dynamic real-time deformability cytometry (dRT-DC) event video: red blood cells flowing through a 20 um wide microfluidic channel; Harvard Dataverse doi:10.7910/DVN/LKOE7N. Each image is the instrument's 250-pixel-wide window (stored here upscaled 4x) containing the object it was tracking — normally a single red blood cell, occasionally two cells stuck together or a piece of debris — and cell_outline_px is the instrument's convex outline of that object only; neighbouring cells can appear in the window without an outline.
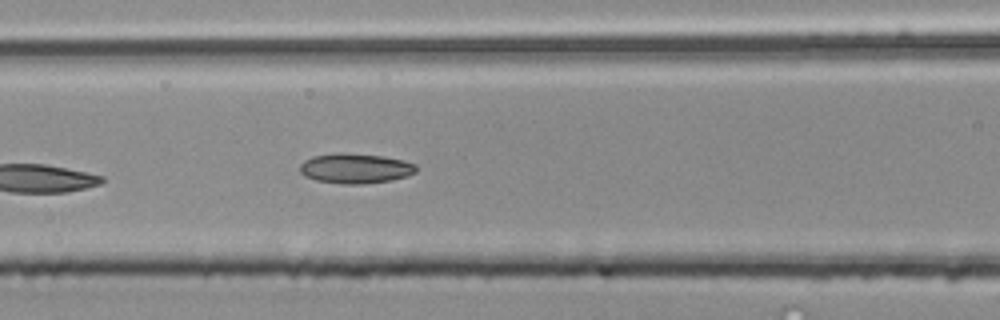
{"species": "common noctule bat (a hibernating species)", "species_latin": "Nyctalus noctula", "temperature_condition": "room temperature", "stored_images_in_passage": 5, "camera_frame_rate_fps": 3000, "um_per_image_px": 0.085, "animal": {"sex": "male", "body_mass_g": 20.4}, "frame": {"image": 1, "passage_image": 5, "time_ms": 1.333, "image_size_px": [1000, 320], "cell_outline_px": [[416, 172], [408, 176], [392, 180], [360, 184], [340, 184], [316, 180], [304, 176], [300, 172], [300, 164], [304, 160], [312, 156], [336, 152], [340, 152], [384, 156], [404, 160], [416, 164]], "centroid_in_image_um": [30.2, 14.3], "position_along_channel_um": 136.4, "area_um2": 20.58}}